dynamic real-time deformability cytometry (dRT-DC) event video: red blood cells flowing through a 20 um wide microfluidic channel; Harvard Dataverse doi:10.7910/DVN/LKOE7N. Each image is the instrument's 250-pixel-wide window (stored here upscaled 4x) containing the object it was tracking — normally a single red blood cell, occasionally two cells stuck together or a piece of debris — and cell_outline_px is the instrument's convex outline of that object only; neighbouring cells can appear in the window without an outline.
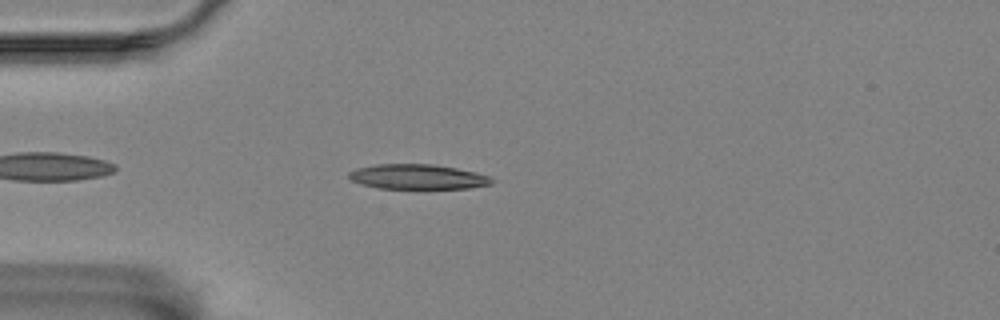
{"species": "Egyptian fruit bat (a non-hibernating species)", "species_latin": "Rousettus aegyptiacus", "temperature_condition": "room temperature", "stored_images_in_passage": 47, "camera_frame_rate_fps": 3000, "um_per_image_px": 0.085, "animal": {"sex": "female"}, "frame": {"image": 1, "passage_image": 5, "time_ms": 1.333, "image_size_px": [1000, 320], "cell_outline_px": [[492, 184], [468, 188], [380, 188], [360, 184], [352, 180], [348, 176], [348, 172], [356, 168], [376, 164], [432, 164], [456, 168], [492, 176]], "centroid_in_image_um": [35.49, 15.02], "position_along_channel_um": 49.5, "area_um2": 20.63}}
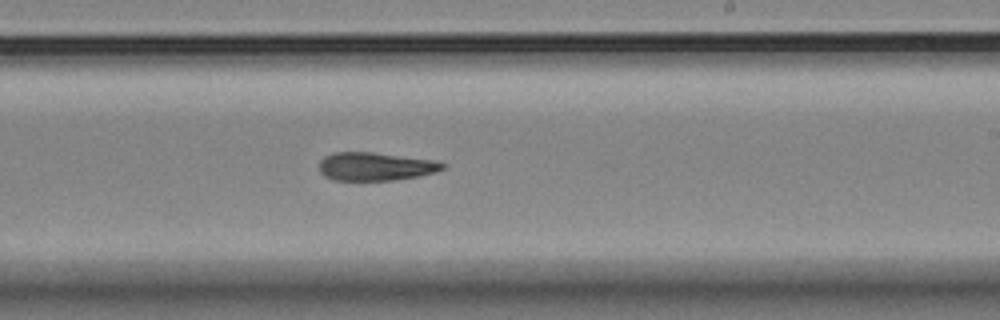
{"frame": {"image": 2, "passage_image": 24, "time_ms": 7.667, "image_size_px": [1000, 320], "cell_outline_px": [[444, 168], [436, 172], [416, 176], [392, 180], [336, 180], [324, 176], [320, 172], [320, 160], [324, 156], [332, 152], [372, 152], [436, 160], [444, 164]], "centroid_in_image_um": [31.88, 14.14], "position_along_channel_um": 257.1, "area_um2": 20.23}}
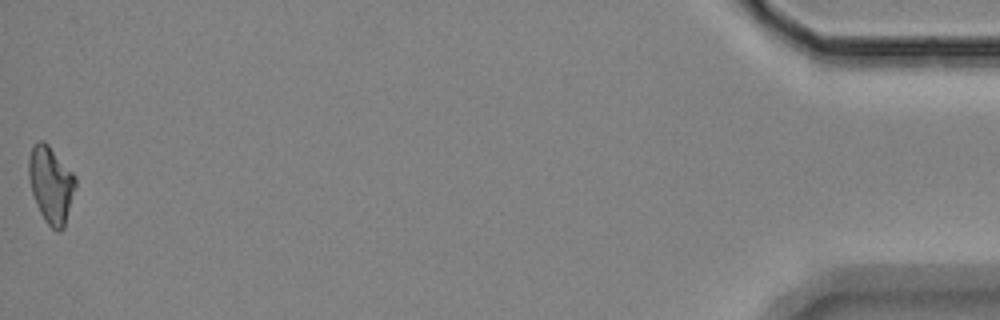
{"frame": {"image": 3, "passage_image": 47, "time_ms": 15.333, "image_size_px": [1000, 320], "cell_outline_px": [[76, 188], [64, 228], [60, 232], [56, 232], [44, 220], [36, 204], [32, 192], [28, 176], [28, 160], [32, 144], [36, 140], [44, 140], [48, 144], [76, 176]], "centroid_in_image_um": [4.33, 15.68], "position_along_channel_um": 430.9, "area_um2": 21.21}, "authors_computed_cell_mechanics": {"area_um2": 20.7502, "velocity_mm_per_s": 3.4671, "shape_relaxation_time_tau1_ms": null, "shape_relaxation_time_tau2_ms": 3.4674, "deformation_change_tau1": null, "deformation_change_tau2": 0.1248}}